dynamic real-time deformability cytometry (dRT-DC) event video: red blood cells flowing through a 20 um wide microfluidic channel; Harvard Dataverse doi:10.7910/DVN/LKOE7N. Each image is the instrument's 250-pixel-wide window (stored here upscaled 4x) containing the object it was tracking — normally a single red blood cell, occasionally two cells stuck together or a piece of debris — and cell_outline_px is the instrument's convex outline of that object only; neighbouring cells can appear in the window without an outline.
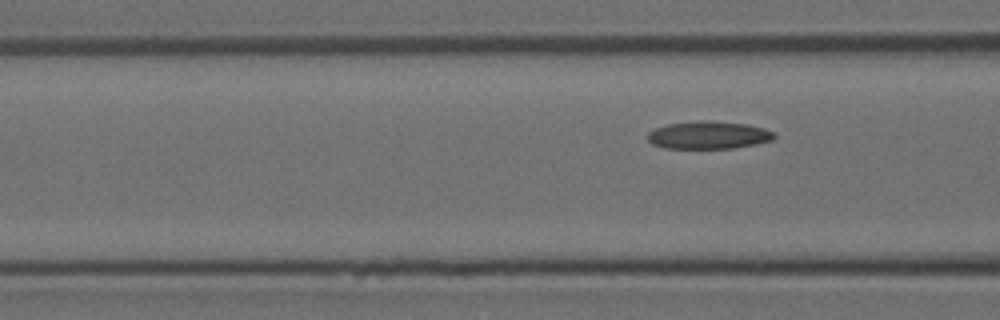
{"species": "Egyptian fruit bat (a non-hibernating species)", "species_latin": "Rousettus aegyptiacus", "temperature_condition": "room temperature", "stored_images_in_passage": 6, "segment_of_instrument_passage": [2, 2], "camera_frame_rate_fps": 3000, "um_per_image_px": 0.085, "animal": {"sex": "female"}, "frame": {"image": 1, "passage_image": 6, "time_ms": 1.667, "image_size_px": [1000, 320], "cell_outline_px": [[776, 136], [772, 140], [756, 144], [732, 148], [664, 148], [652, 144], [648, 140], [648, 132], [656, 128], [668, 124], [708, 120], [748, 124], [764, 128], [776, 132]], "centroid_in_image_um": [60.26, 11.48], "position_along_channel_um": 106.3, "area_um2": 20.4}}